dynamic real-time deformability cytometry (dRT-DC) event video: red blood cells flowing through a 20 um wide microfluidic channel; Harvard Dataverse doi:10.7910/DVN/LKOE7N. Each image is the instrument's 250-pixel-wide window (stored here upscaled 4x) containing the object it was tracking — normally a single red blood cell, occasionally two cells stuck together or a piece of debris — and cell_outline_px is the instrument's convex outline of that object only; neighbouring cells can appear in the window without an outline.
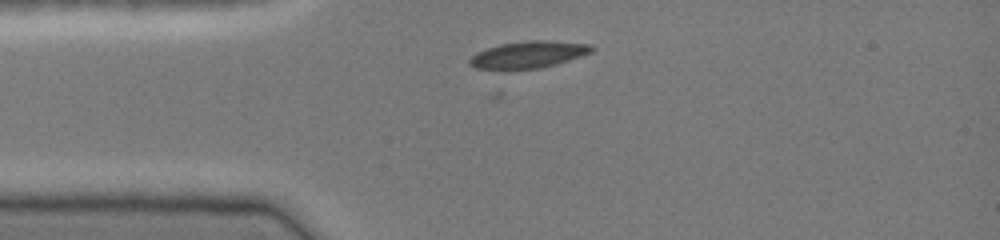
{"species": "common noctule bat (a hibernating species)", "species_latin": "Nyctalus noctula", "temperature_condition": "cold", "stored_images_in_passage": 34, "camera_frame_rate_fps": 3000, "um_per_image_px": 0.085, "animal": {"sex": "female", "body_mass_g": 19.0, "forearm_length_mm": 51.5}, "frame": {"image": 1, "passage_image": 4, "time_ms": 1.0, "image_size_px": [1000, 240], "cell_outline_px": [[596, 48], [592, 52], [556, 64], [540, 68], [504, 72], [476, 68], [468, 64], [468, 60], [476, 52], [500, 44], [528, 40], [552, 40], [592, 44]], "centroid_in_image_um": [44.88, 4.67], "position_along_channel_um": 40.1, "area_um2": 19.88}}
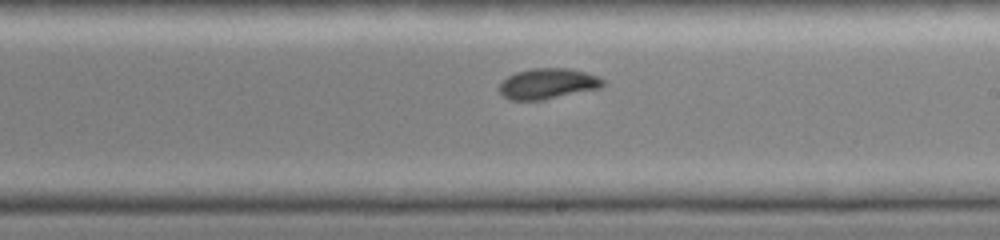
{"frame": {"image": 2, "passage_image": 20, "time_ms": 6.333, "image_size_px": [1000, 240], "cell_outline_px": [[604, 84], [600, 88], [544, 100], [512, 100], [504, 96], [500, 92], [500, 84], [508, 76], [516, 72], [532, 68], [568, 68], [588, 72], [604, 80]], "centroid_in_image_um": [46.58, 7.11], "position_along_channel_um": 242.4, "area_um2": 18.44}}
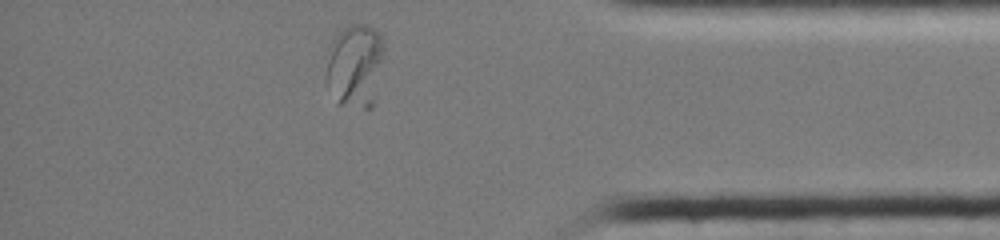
{"frame": {"image": 3, "passage_image": 33, "time_ms": 10.667, "image_size_px": [1000, 240], "cell_outline_px": [[384, 48], [376, 96], [372, 108], [364, 108], [336, 104], [328, 80], [328, 48], [332, 40], [348, 24], [364, 24], [372, 28], [380, 36]], "centroid_in_image_um": [30.2, 5.59], "position_along_channel_um": 405.0, "area_um2": 27.8}}